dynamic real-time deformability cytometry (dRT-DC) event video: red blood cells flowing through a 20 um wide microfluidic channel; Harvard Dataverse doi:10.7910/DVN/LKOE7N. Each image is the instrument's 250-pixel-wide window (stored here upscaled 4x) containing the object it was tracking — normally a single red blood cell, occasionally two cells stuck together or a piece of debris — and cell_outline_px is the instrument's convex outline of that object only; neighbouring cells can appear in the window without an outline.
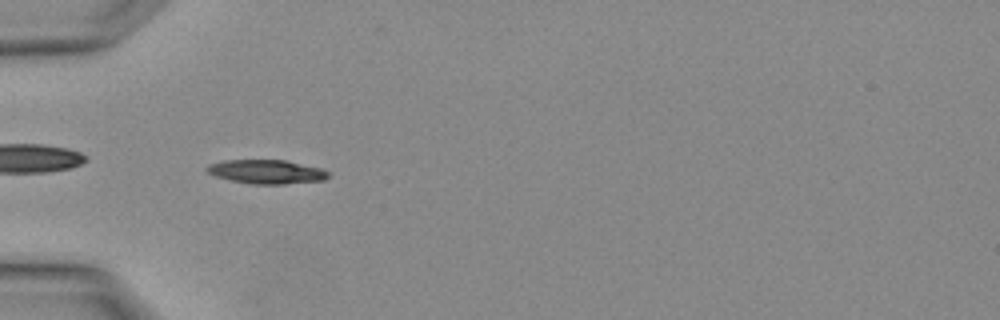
{"species": "Egyptian fruit bat (a non-hibernating species)", "species_latin": "Rousettus aegyptiacus", "temperature_condition": "warm", "stored_images_in_passage": 4, "camera_frame_rate_fps": 3000, "um_per_image_px": 0.085, "animal": {"sex": "female"}, "frame": {"image": 1, "passage_image": 4, "time_ms": 1.0, "image_size_px": [1000, 320], "cell_outline_px": [[328, 176], [324, 180], [284, 184], [252, 184], [232, 180], [216, 176], [208, 172], [204, 168], [208, 164], [224, 160], [284, 160], [320, 168], [328, 172]], "centroid_in_image_um": [22.62, 14.59], "position_along_channel_um": 62.4, "area_um2": 16.76}}